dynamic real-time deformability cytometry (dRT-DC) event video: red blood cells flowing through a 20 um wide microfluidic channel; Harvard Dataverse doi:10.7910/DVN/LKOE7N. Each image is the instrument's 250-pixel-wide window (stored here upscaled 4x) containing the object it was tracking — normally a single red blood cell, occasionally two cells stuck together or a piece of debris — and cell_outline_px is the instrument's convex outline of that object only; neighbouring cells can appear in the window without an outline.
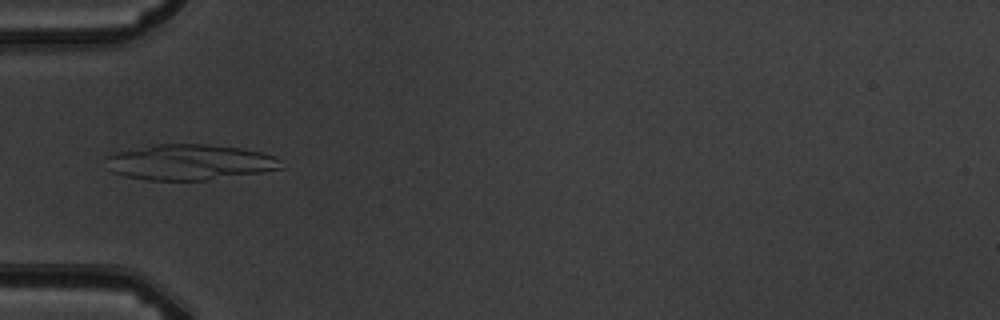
{"species": "common noctule bat (a hibernating species)", "species_latin": "Nyctalus noctula", "temperature_condition": "warm", "stored_images_in_passage": 4, "camera_frame_rate_fps": 3000, "um_per_image_px": 0.085, "animal": {"sex": "male", "body_mass_g": 19.5, "forearm_length_mm": 54.6}, "frame": {"image": 1, "passage_image": 4, "time_ms": 4.333, "image_size_px": [1000, 320], "cell_outline_px": [[284, 168], [260, 172], [208, 180], [148, 180], [124, 176], [112, 172], [104, 168], [104, 156], [112, 152], [152, 144], [208, 144], [240, 148], [260, 152], [276, 156], [280, 160]], "centroid_in_image_um": [16.02, 13.78], "position_along_channel_um": 69.0, "area_um2": 36.93}}